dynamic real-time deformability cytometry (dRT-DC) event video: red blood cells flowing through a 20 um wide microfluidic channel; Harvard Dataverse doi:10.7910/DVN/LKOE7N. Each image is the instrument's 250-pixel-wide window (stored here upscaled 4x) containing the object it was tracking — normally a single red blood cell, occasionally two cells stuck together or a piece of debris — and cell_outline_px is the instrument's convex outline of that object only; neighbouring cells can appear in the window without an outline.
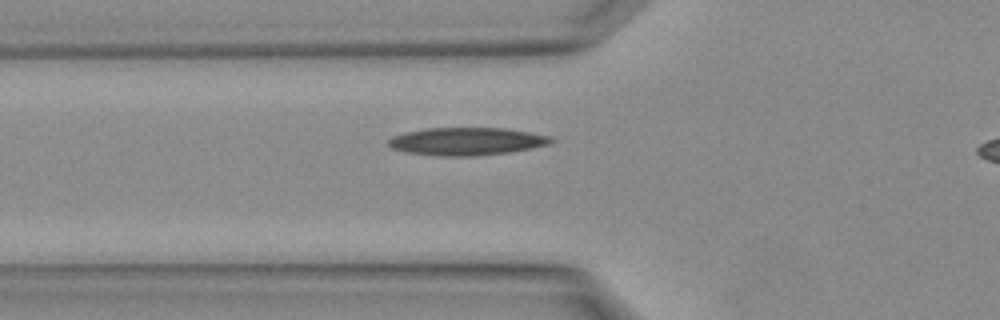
{"species": "Egyptian fruit bat (a non-hibernating species)", "species_latin": "Rousettus aegyptiacus", "temperature_condition": "warm", "stored_images_in_passage": 4, "camera_frame_rate_fps": 3000, "um_per_image_px": 0.085, "animal": {"sex": "female"}, "frame": {"image": 1, "passage_image": 3, "time_ms": 0.667, "image_size_px": [1000, 320], "cell_outline_px": [[556, 140], [548, 144], [508, 152], [468, 156], [440, 156], [408, 152], [392, 148], [388, 144], [388, 140], [392, 136], [404, 132], [428, 128], [504, 128], [552, 136]], "centroid_in_image_um": [39.65, 12.0], "position_along_channel_um": 86.2, "area_um2": 26.01}}